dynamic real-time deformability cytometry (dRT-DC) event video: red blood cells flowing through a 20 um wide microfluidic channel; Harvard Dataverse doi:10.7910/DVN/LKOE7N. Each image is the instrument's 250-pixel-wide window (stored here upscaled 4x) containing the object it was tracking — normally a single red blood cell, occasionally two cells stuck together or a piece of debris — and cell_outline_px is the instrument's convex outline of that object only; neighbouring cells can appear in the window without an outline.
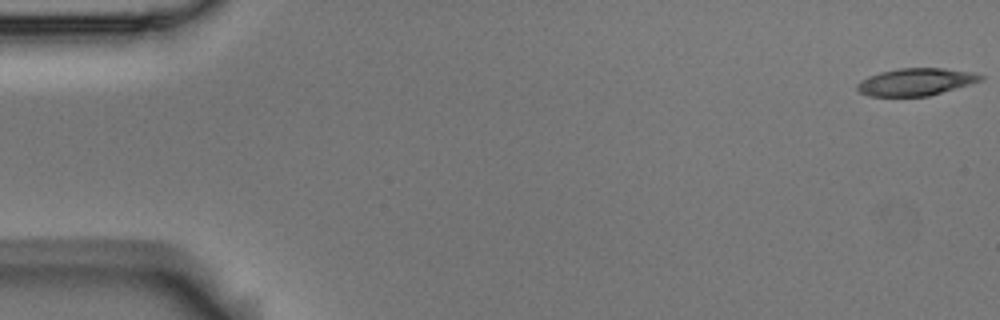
{"species": "Egyptian fruit bat (a non-hibernating species)", "species_latin": "Rousettus aegyptiacus", "temperature_condition": "room temperature", "stored_images_in_passage": 15, "camera_frame_rate_fps": 3000, "um_per_image_px": 0.085, "animal": {"sex": "male"}, "frame": {"image": 1, "passage_image": 1, "time_ms": 0.0, "image_size_px": [1000, 320], "cell_outline_px": [[984, 80], [928, 96], [868, 96], [860, 92], [856, 88], [856, 84], [860, 80], [868, 76], [880, 72], [900, 68], [944, 68], [976, 72], [984, 76]], "centroid_in_image_um": [77.86, 6.95], "position_along_channel_um": 7.1, "area_um2": 19.77}}
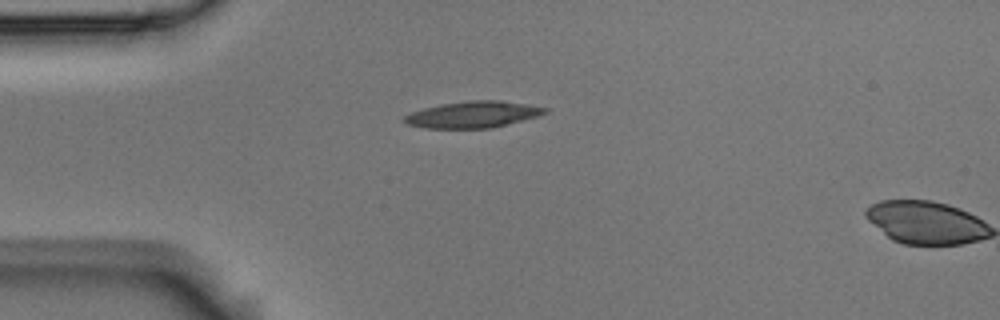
{"frame": {"image": 2, "passage_image": 14, "time_ms": 4.333, "image_size_px": [1000, 320], "cell_outline_px": [[548, 112], [536, 116], [488, 128], [424, 128], [408, 124], [404, 120], [404, 116], [412, 112], [424, 108], [440, 104], [472, 100], [500, 100], [528, 104], [548, 108]], "centroid_in_image_um": [40.19, 9.72], "position_along_channel_um": 44.8, "area_um2": 21.33}}